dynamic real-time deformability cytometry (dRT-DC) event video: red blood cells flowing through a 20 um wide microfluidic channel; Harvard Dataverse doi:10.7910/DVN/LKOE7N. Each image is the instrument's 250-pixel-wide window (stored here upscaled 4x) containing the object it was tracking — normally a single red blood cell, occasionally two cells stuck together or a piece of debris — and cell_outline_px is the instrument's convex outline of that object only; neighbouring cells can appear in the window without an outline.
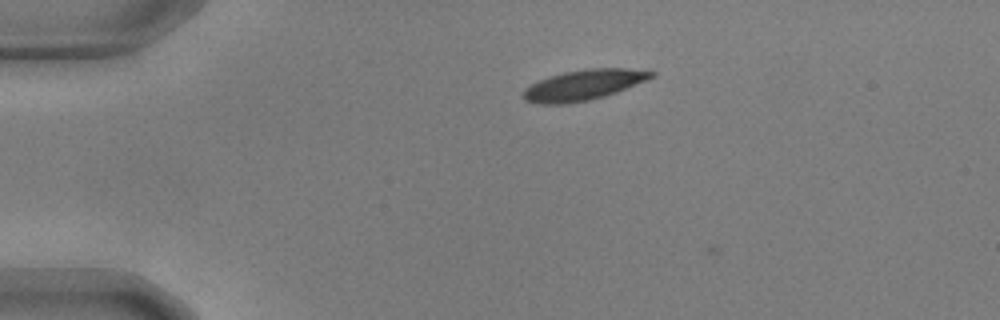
{"species": "common noctule bat (a hibernating species)", "species_latin": "Nyctalus noctula", "temperature_condition": "warm", "stored_images_in_passage": 3, "camera_frame_rate_fps": 3000, "um_per_image_px": 0.085, "animal": {"sex": "male", "body_mass_g": 17.9, "forearm_length_mm": 54.2}, "frame": {"image": 1, "passage_image": 1, "time_ms": 0.0, "image_size_px": [1000, 320], "cell_outline_px": [[656, 76], [648, 80], [616, 92], [604, 96], [588, 100], [564, 104], [540, 104], [524, 100], [524, 88], [548, 76], [564, 72], [588, 68], [628, 68], [656, 72]], "centroid_in_image_um": [49.63, 7.21], "position_along_channel_um": 35.4, "area_um2": 22.66}}